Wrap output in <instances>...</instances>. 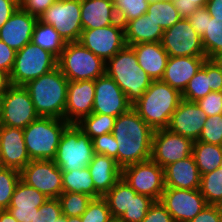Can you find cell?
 Returning <instances> with one entry per match:
<instances>
[{
  "instance_id": "obj_1",
  "label": "cell",
  "mask_w": 222,
  "mask_h": 222,
  "mask_svg": "<svg viewBox=\"0 0 222 222\" xmlns=\"http://www.w3.org/2000/svg\"><path fill=\"white\" fill-rule=\"evenodd\" d=\"M153 133L133 107L116 117L112 134L118 144L117 165L123 169L149 160Z\"/></svg>"
},
{
  "instance_id": "obj_2",
  "label": "cell",
  "mask_w": 222,
  "mask_h": 222,
  "mask_svg": "<svg viewBox=\"0 0 222 222\" xmlns=\"http://www.w3.org/2000/svg\"><path fill=\"white\" fill-rule=\"evenodd\" d=\"M68 82L69 80L56 67L24 86L39 116L65 120Z\"/></svg>"
},
{
  "instance_id": "obj_3",
  "label": "cell",
  "mask_w": 222,
  "mask_h": 222,
  "mask_svg": "<svg viewBox=\"0 0 222 222\" xmlns=\"http://www.w3.org/2000/svg\"><path fill=\"white\" fill-rule=\"evenodd\" d=\"M182 100V94L167 83L152 81L132 107L138 115L153 129L167 128L171 115Z\"/></svg>"
},
{
  "instance_id": "obj_4",
  "label": "cell",
  "mask_w": 222,
  "mask_h": 222,
  "mask_svg": "<svg viewBox=\"0 0 222 222\" xmlns=\"http://www.w3.org/2000/svg\"><path fill=\"white\" fill-rule=\"evenodd\" d=\"M105 73L132 104L142 97L153 81L139 66L134 49L127 45L106 62Z\"/></svg>"
},
{
  "instance_id": "obj_5",
  "label": "cell",
  "mask_w": 222,
  "mask_h": 222,
  "mask_svg": "<svg viewBox=\"0 0 222 222\" xmlns=\"http://www.w3.org/2000/svg\"><path fill=\"white\" fill-rule=\"evenodd\" d=\"M67 121L40 116L23 129L26 149L31 160H54Z\"/></svg>"
},
{
  "instance_id": "obj_6",
  "label": "cell",
  "mask_w": 222,
  "mask_h": 222,
  "mask_svg": "<svg viewBox=\"0 0 222 222\" xmlns=\"http://www.w3.org/2000/svg\"><path fill=\"white\" fill-rule=\"evenodd\" d=\"M94 154L92 139L77 124H69L61 136L54 162L62 172H71L88 167Z\"/></svg>"
},
{
  "instance_id": "obj_7",
  "label": "cell",
  "mask_w": 222,
  "mask_h": 222,
  "mask_svg": "<svg viewBox=\"0 0 222 222\" xmlns=\"http://www.w3.org/2000/svg\"><path fill=\"white\" fill-rule=\"evenodd\" d=\"M57 67L69 81H84L104 75L106 63L81 43L67 42Z\"/></svg>"
},
{
  "instance_id": "obj_8",
  "label": "cell",
  "mask_w": 222,
  "mask_h": 222,
  "mask_svg": "<svg viewBox=\"0 0 222 222\" xmlns=\"http://www.w3.org/2000/svg\"><path fill=\"white\" fill-rule=\"evenodd\" d=\"M58 58L51 52L29 42L17 51L10 72L11 84L25 86L29 81L52 71L57 67Z\"/></svg>"
},
{
  "instance_id": "obj_9",
  "label": "cell",
  "mask_w": 222,
  "mask_h": 222,
  "mask_svg": "<svg viewBox=\"0 0 222 222\" xmlns=\"http://www.w3.org/2000/svg\"><path fill=\"white\" fill-rule=\"evenodd\" d=\"M66 42H78L82 33L81 0H56L39 18Z\"/></svg>"
},
{
  "instance_id": "obj_10",
  "label": "cell",
  "mask_w": 222,
  "mask_h": 222,
  "mask_svg": "<svg viewBox=\"0 0 222 222\" xmlns=\"http://www.w3.org/2000/svg\"><path fill=\"white\" fill-rule=\"evenodd\" d=\"M122 178L137 194L160 201L165 189L164 169L151 159L124 167Z\"/></svg>"
},
{
  "instance_id": "obj_11",
  "label": "cell",
  "mask_w": 222,
  "mask_h": 222,
  "mask_svg": "<svg viewBox=\"0 0 222 222\" xmlns=\"http://www.w3.org/2000/svg\"><path fill=\"white\" fill-rule=\"evenodd\" d=\"M161 45L171 57H206L201 36L188 19L181 18L172 27L164 30Z\"/></svg>"
},
{
  "instance_id": "obj_12",
  "label": "cell",
  "mask_w": 222,
  "mask_h": 222,
  "mask_svg": "<svg viewBox=\"0 0 222 222\" xmlns=\"http://www.w3.org/2000/svg\"><path fill=\"white\" fill-rule=\"evenodd\" d=\"M78 42L106 63L126 46L124 25L117 21L105 27L82 30Z\"/></svg>"
},
{
  "instance_id": "obj_13",
  "label": "cell",
  "mask_w": 222,
  "mask_h": 222,
  "mask_svg": "<svg viewBox=\"0 0 222 222\" xmlns=\"http://www.w3.org/2000/svg\"><path fill=\"white\" fill-rule=\"evenodd\" d=\"M39 117L30 94L24 86L12 85L3 94L0 125L24 129Z\"/></svg>"
},
{
  "instance_id": "obj_14",
  "label": "cell",
  "mask_w": 222,
  "mask_h": 222,
  "mask_svg": "<svg viewBox=\"0 0 222 222\" xmlns=\"http://www.w3.org/2000/svg\"><path fill=\"white\" fill-rule=\"evenodd\" d=\"M21 180L48 198L63 192L62 171L54 160H31L21 171Z\"/></svg>"
},
{
  "instance_id": "obj_15",
  "label": "cell",
  "mask_w": 222,
  "mask_h": 222,
  "mask_svg": "<svg viewBox=\"0 0 222 222\" xmlns=\"http://www.w3.org/2000/svg\"><path fill=\"white\" fill-rule=\"evenodd\" d=\"M193 141L167 128L154 130L150 159L163 169L192 155Z\"/></svg>"
},
{
  "instance_id": "obj_16",
  "label": "cell",
  "mask_w": 222,
  "mask_h": 222,
  "mask_svg": "<svg viewBox=\"0 0 222 222\" xmlns=\"http://www.w3.org/2000/svg\"><path fill=\"white\" fill-rule=\"evenodd\" d=\"M160 202L175 222H190L207 205L199 189L165 187Z\"/></svg>"
},
{
  "instance_id": "obj_17",
  "label": "cell",
  "mask_w": 222,
  "mask_h": 222,
  "mask_svg": "<svg viewBox=\"0 0 222 222\" xmlns=\"http://www.w3.org/2000/svg\"><path fill=\"white\" fill-rule=\"evenodd\" d=\"M92 113L118 117L132 107L125 93L106 73L96 80Z\"/></svg>"
},
{
  "instance_id": "obj_18",
  "label": "cell",
  "mask_w": 222,
  "mask_h": 222,
  "mask_svg": "<svg viewBox=\"0 0 222 222\" xmlns=\"http://www.w3.org/2000/svg\"><path fill=\"white\" fill-rule=\"evenodd\" d=\"M207 115L196 102L182 99L171 115L167 129L192 140L199 139Z\"/></svg>"
},
{
  "instance_id": "obj_19",
  "label": "cell",
  "mask_w": 222,
  "mask_h": 222,
  "mask_svg": "<svg viewBox=\"0 0 222 222\" xmlns=\"http://www.w3.org/2000/svg\"><path fill=\"white\" fill-rule=\"evenodd\" d=\"M94 80L69 81L65 108V121L77 124L93 110Z\"/></svg>"
},
{
  "instance_id": "obj_20",
  "label": "cell",
  "mask_w": 222,
  "mask_h": 222,
  "mask_svg": "<svg viewBox=\"0 0 222 222\" xmlns=\"http://www.w3.org/2000/svg\"><path fill=\"white\" fill-rule=\"evenodd\" d=\"M0 161L2 167L18 171L31 161L26 149L23 129L0 125Z\"/></svg>"
},
{
  "instance_id": "obj_21",
  "label": "cell",
  "mask_w": 222,
  "mask_h": 222,
  "mask_svg": "<svg viewBox=\"0 0 222 222\" xmlns=\"http://www.w3.org/2000/svg\"><path fill=\"white\" fill-rule=\"evenodd\" d=\"M36 16L30 15L20 7L9 20L0 28V40L16 52L32 41Z\"/></svg>"
},
{
  "instance_id": "obj_22",
  "label": "cell",
  "mask_w": 222,
  "mask_h": 222,
  "mask_svg": "<svg viewBox=\"0 0 222 222\" xmlns=\"http://www.w3.org/2000/svg\"><path fill=\"white\" fill-rule=\"evenodd\" d=\"M48 199L34 187L28 186L21 179L17 183L8 211L18 222H34L39 207Z\"/></svg>"
},
{
  "instance_id": "obj_23",
  "label": "cell",
  "mask_w": 222,
  "mask_h": 222,
  "mask_svg": "<svg viewBox=\"0 0 222 222\" xmlns=\"http://www.w3.org/2000/svg\"><path fill=\"white\" fill-rule=\"evenodd\" d=\"M206 59V57L169 56L161 81L182 94L188 82L200 70Z\"/></svg>"
},
{
  "instance_id": "obj_24",
  "label": "cell",
  "mask_w": 222,
  "mask_h": 222,
  "mask_svg": "<svg viewBox=\"0 0 222 222\" xmlns=\"http://www.w3.org/2000/svg\"><path fill=\"white\" fill-rule=\"evenodd\" d=\"M165 187L199 189L201 175L193 155L178 160L164 168Z\"/></svg>"
},
{
  "instance_id": "obj_25",
  "label": "cell",
  "mask_w": 222,
  "mask_h": 222,
  "mask_svg": "<svg viewBox=\"0 0 222 222\" xmlns=\"http://www.w3.org/2000/svg\"><path fill=\"white\" fill-rule=\"evenodd\" d=\"M95 191L103 197L121 178L122 169L117 165L114 158L94 154L88 164Z\"/></svg>"
},
{
  "instance_id": "obj_26",
  "label": "cell",
  "mask_w": 222,
  "mask_h": 222,
  "mask_svg": "<svg viewBox=\"0 0 222 222\" xmlns=\"http://www.w3.org/2000/svg\"><path fill=\"white\" fill-rule=\"evenodd\" d=\"M136 54L139 66L153 80H161L169 59L161 42L139 43L131 46Z\"/></svg>"
},
{
  "instance_id": "obj_27",
  "label": "cell",
  "mask_w": 222,
  "mask_h": 222,
  "mask_svg": "<svg viewBox=\"0 0 222 222\" xmlns=\"http://www.w3.org/2000/svg\"><path fill=\"white\" fill-rule=\"evenodd\" d=\"M117 21L113 1L81 0V24L83 30L105 27Z\"/></svg>"
},
{
  "instance_id": "obj_28",
  "label": "cell",
  "mask_w": 222,
  "mask_h": 222,
  "mask_svg": "<svg viewBox=\"0 0 222 222\" xmlns=\"http://www.w3.org/2000/svg\"><path fill=\"white\" fill-rule=\"evenodd\" d=\"M163 29L145 13L124 25L127 46L161 42Z\"/></svg>"
},
{
  "instance_id": "obj_29",
  "label": "cell",
  "mask_w": 222,
  "mask_h": 222,
  "mask_svg": "<svg viewBox=\"0 0 222 222\" xmlns=\"http://www.w3.org/2000/svg\"><path fill=\"white\" fill-rule=\"evenodd\" d=\"M192 155L200 175L207 174L221 166L222 146L195 141Z\"/></svg>"
},
{
  "instance_id": "obj_30",
  "label": "cell",
  "mask_w": 222,
  "mask_h": 222,
  "mask_svg": "<svg viewBox=\"0 0 222 222\" xmlns=\"http://www.w3.org/2000/svg\"><path fill=\"white\" fill-rule=\"evenodd\" d=\"M31 42L38 45L40 48L51 52L57 58L67 44L58 31H56L51 25L44 24L39 20L35 25Z\"/></svg>"
},
{
  "instance_id": "obj_31",
  "label": "cell",
  "mask_w": 222,
  "mask_h": 222,
  "mask_svg": "<svg viewBox=\"0 0 222 222\" xmlns=\"http://www.w3.org/2000/svg\"><path fill=\"white\" fill-rule=\"evenodd\" d=\"M136 191L121 178L104 196L107 201L112 217L119 218L131 204V195Z\"/></svg>"
},
{
  "instance_id": "obj_32",
  "label": "cell",
  "mask_w": 222,
  "mask_h": 222,
  "mask_svg": "<svg viewBox=\"0 0 222 222\" xmlns=\"http://www.w3.org/2000/svg\"><path fill=\"white\" fill-rule=\"evenodd\" d=\"M63 192L88 194L93 198L101 196L95 191L94 183L88 167L84 169L62 172Z\"/></svg>"
},
{
  "instance_id": "obj_33",
  "label": "cell",
  "mask_w": 222,
  "mask_h": 222,
  "mask_svg": "<svg viewBox=\"0 0 222 222\" xmlns=\"http://www.w3.org/2000/svg\"><path fill=\"white\" fill-rule=\"evenodd\" d=\"M207 59H217L222 55V20L207 18L206 33L201 37Z\"/></svg>"
},
{
  "instance_id": "obj_34",
  "label": "cell",
  "mask_w": 222,
  "mask_h": 222,
  "mask_svg": "<svg viewBox=\"0 0 222 222\" xmlns=\"http://www.w3.org/2000/svg\"><path fill=\"white\" fill-rule=\"evenodd\" d=\"M116 117L107 114L91 113L77 125L91 138L113 132Z\"/></svg>"
},
{
  "instance_id": "obj_35",
  "label": "cell",
  "mask_w": 222,
  "mask_h": 222,
  "mask_svg": "<svg viewBox=\"0 0 222 222\" xmlns=\"http://www.w3.org/2000/svg\"><path fill=\"white\" fill-rule=\"evenodd\" d=\"M211 91L210 76H207V59L203 63L200 70L188 82L187 87L182 93V99L197 102L199 99L204 98Z\"/></svg>"
},
{
  "instance_id": "obj_36",
  "label": "cell",
  "mask_w": 222,
  "mask_h": 222,
  "mask_svg": "<svg viewBox=\"0 0 222 222\" xmlns=\"http://www.w3.org/2000/svg\"><path fill=\"white\" fill-rule=\"evenodd\" d=\"M146 14L149 18L153 19L163 31L172 27L181 19L172 2L156 1L155 3H150Z\"/></svg>"
},
{
  "instance_id": "obj_37",
  "label": "cell",
  "mask_w": 222,
  "mask_h": 222,
  "mask_svg": "<svg viewBox=\"0 0 222 222\" xmlns=\"http://www.w3.org/2000/svg\"><path fill=\"white\" fill-rule=\"evenodd\" d=\"M208 205H217L222 200V167L201 175L200 188Z\"/></svg>"
},
{
  "instance_id": "obj_38",
  "label": "cell",
  "mask_w": 222,
  "mask_h": 222,
  "mask_svg": "<svg viewBox=\"0 0 222 222\" xmlns=\"http://www.w3.org/2000/svg\"><path fill=\"white\" fill-rule=\"evenodd\" d=\"M58 199L64 216L80 217L86 211L93 197L83 193L62 192Z\"/></svg>"
},
{
  "instance_id": "obj_39",
  "label": "cell",
  "mask_w": 222,
  "mask_h": 222,
  "mask_svg": "<svg viewBox=\"0 0 222 222\" xmlns=\"http://www.w3.org/2000/svg\"><path fill=\"white\" fill-rule=\"evenodd\" d=\"M118 21L125 25L128 21L144 15L148 11L147 0H113Z\"/></svg>"
},
{
  "instance_id": "obj_40",
  "label": "cell",
  "mask_w": 222,
  "mask_h": 222,
  "mask_svg": "<svg viewBox=\"0 0 222 222\" xmlns=\"http://www.w3.org/2000/svg\"><path fill=\"white\" fill-rule=\"evenodd\" d=\"M21 179L20 171L1 167L0 168V209L7 210L17 183Z\"/></svg>"
},
{
  "instance_id": "obj_41",
  "label": "cell",
  "mask_w": 222,
  "mask_h": 222,
  "mask_svg": "<svg viewBox=\"0 0 222 222\" xmlns=\"http://www.w3.org/2000/svg\"><path fill=\"white\" fill-rule=\"evenodd\" d=\"M154 199L143 194L131 195V204L120 217L121 222H142Z\"/></svg>"
},
{
  "instance_id": "obj_42",
  "label": "cell",
  "mask_w": 222,
  "mask_h": 222,
  "mask_svg": "<svg viewBox=\"0 0 222 222\" xmlns=\"http://www.w3.org/2000/svg\"><path fill=\"white\" fill-rule=\"evenodd\" d=\"M80 218L81 222H108L112 215L107 201L100 197L91 200Z\"/></svg>"
},
{
  "instance_id": "obj_43",
  "label": "cell",
  "mask_w": 222,
  "mask_h": 222,
  "mask_svg": "<svg viewBox=\"0 0 222 222\" xmlns=\"http://www.w3.org/2000/svg\"><path fill=\"white\" fill-rule=\"evenodd\" d=\"M197 141L222 146V114L208 116Z\"/></svg>"
},
{
  "instance_id": "obj_44",
  "label": "cell",
  "mask_w": 222,
  "mask_h": 222,
  "mask_svg": "<svg viewBox=\"0 0 222 222\" xmlns=\"http://www.w3.org/2000/svg\"><path fill=\"white\" fill-rule=\"evenodd\" d=\"M63 216L61 204L58 198H48L46 202L39 207L34 222H56Z\"/></svg>"
},
{
  "instance_id": "obj_45",
  "label": "cell",
  "mask_w": 222,
  "mask_h": 222,
  "mask_svg": "<svg viewBox=\"0 0 222 222\" xmlns=\"http://www.w3.org/2000/svg\"><path fill=\"white\" fill-rule=\"evenodd\" d=\"M92 141L95 154L112 157L117 163L118 144L112 133L97 136Z\"/></svg>"
},
{
  "instance_id": "obj_46",
  "label": "cell",
  "mask_w": 222,
  "mask_h": 222,
  "mask_svg": "<svg viewBox=\"0 0 222 222\" xmlns=\"http://www.w3.org/2000/svg\"><path fill=\"white\" fill-rule=\"evenodd\" d=\"M208 116L222 114V92H210L196 102Z\"/></svg>"
},
{
  "instance_id": "obj_47",
  "label": "cell",
  "mask_w": 222,
  "mask_h": 222,
  "mask_svg": "<svg viewBox=\"0 0 222 222\" xmlns=\"http://www.w3.org/2000/svg\"><path fill=\"white\" fill-rule=\"evenodd\" d=\"M142 222H175L160 201H154Z\"/></svg>"
},
{
  "instance_id": "obj_48",
  "label": "cell",
  "mask_w": 222,
  "mask_h": 222,
  "mask_svg": "<svg viewBox=\"0 0 222 222\" xmlns=\"http://www.w3.org/2000/svg\"><path fill=\"white\" fill-rule=\"evenodd\" d=\"M56 0H19V7L39 18Z\"/></svg>"
},
{
  "instance_id": "obj_49",
  "label": "cell",
  "mask_w": 222,
  "mask_h": 222,
  "mask_svg": "<svg viewBox=\"0 0 222 222\" xmlns=\"http://www.w3.org/2000/svg\"><path fill=\"white\" fill-rule=\"evenodd\" d=\"M207 76H210L211 91L222 92V65L217 59H207Z\"/></svg>"
},
{
  "instance_id": "obj_50",
  "label": "cell",
  "mask_w": 222,
  "mask_h": 222,
  "mask_svg": "<svg viewBox=\"0 0 222 222\" xmlns=\"http://www.w3.org/2000/svg\"><path fill=\"white\" fill-rule=\"evenodd\" d=\"M207 18H211L206 6L199 7L187 19L199 36L206 33Z\"/></svg>"
},
{
  "instance_id": "obj_51",
  "label": "cell",
  "mask_w": 222,
  "mask_h": 222,
  "mask_svg": "<svg viewBox=\"0 0 222 222\" xmlns=\"http://www.w3.org/2000/svg\"><path fill=\"white\" fill-rule=\"evenodd\" d=\"M208 0H175L174 6L181 18L187 19L199 7L206 6Z\"/></svg>"
},
{
  "instance_id": "obj_52",
  "label": "cell",
  "mask_w": 222,
  "mask_h": 222,
  "mask_svg": "<svg viewBox=\"0 0 222 222\" xmlns=\"http://www.w3.org/2000/svg\"><path fill=\"white\" fill-rule=\"evenodd\" d=\"M16 51L11 49L6 43L0 40V69L9 73L11 72L15 57Z\"/></svg>"
},
{
  "instance_id": "obj_53",
  "label": "cell",
  "mask_w": 222,
  "mask_h": 222,
  "mask_svg": "<svg viewBox=\"0 0 222 222\" xmlns=\"http://www.w3.org/2000/svg\"><path fill=\"white\" fill-rule=\"evenodd\" d=\"M190 222H221V212L217 205H206Z\"/></svg>"
},
{
  "instance_id": "obj_54",
  "label": "cell",
  "mask_w": 222,
  "mask_h": 222,
  "mask_svg": "<svg viewBox=\"0 0 222 222\" xmlns=\"http://www.w3.org/2000/svg\"><path fill=\"white\" fill-rule=\"evenodd\" d=\"M19 8V0H0V28Z\"/></svg>"
},
{
  "instance_id": "obj_55",
  "label": "cell",
  "mask_w": 222,
  "mask_h": 222,
  "mask_svg": "<svg viewBox=\"0 0 222 222\" xmlns=\"http://www.w3.org/2000/svg\"><path fill=\"white\" fill-rule=\"evenodd\" d=\"M206 8L211 17L222 20V0H208Z\"/></svg>"
},
{
  "instance_id": "obj_56",
  "label": "cell",
  "mask_w": 222,
  "mask_h": 222,
  "mask_svg": "<svg viewBox=\"0 0 222 222\" xmlns=\"http://www.w3.org/2000/svg\"><path fill=\"white\" fill-rule=\"evenodd\" d=\"M12 86L10 74L0 69V94H4Z\"/></svg>"
},
{
  "instance_id": "obj_57",
  "label": "cell",
  "mask_w": 222,
  "mask_h": 222,
  "mask_svg": "<svg viewBox=\"0 0 222 222\" xmlns=\"http://www.w3.org/2000/svg\"><path fill=\"white\" fill-rule=\"evenodd\" d=\"M0 222H18L8 210L0 212Z\"/></svg>"
},
{
  "instance_id": "obj_58",
  "label": "cell",
  "mask_w": 222,
  "mask_h": 222,
  "mask_svg": "<svg viewBox=\"0 0 222 222\" xmlns=\"http://www.w3.org/2000/svg\"><path fill=\"white\" fill-rule=\"evenodd\" d=\"M67 222H81V218L78 217H67Z\"/></svg>"
},
{
  "instance_id": "obj_59",
  "label": "cell",
  "mask_w": 222,
  "mask_h": 222,
  "mask_svg": "<svg viewBox=\"0 0 222 222\" xmlns=\"http://www.w3.org/2000/svg\"><path fill=\"white\" fill-rule=\"evenodd\" d=\"M3 95L0 94V122L2 119Z\"/></svg>"
},
{
  "instance_id": "obj_60",
  "label": "cell",
  "mask_w": 222,
  "mask_h": 222,
  "mask_svg": "<svg viewBox=\"0 0 222 222\" xmlns=\"http://www.w3.org/2000/svg\"><path fill=\"white\" fill-rule=\"evenodd\" d=\"M150 3H155L156 1H164V2H174L175 0H147Z\"/></svg>"
},
{
  "instance_id": "obj_61",
  "label": "cell",
  "mask_w": 222,
  "mask_h": 222,
  "mask_svg": "<svg viewBox=\"0 0 222 222\" xmlns=\"http://www.w3.org/2000/svg\"><path fill=\"white\" fill-rule=\"evenodd\" d=\"M56 222H67V217L66 216H61L60 218H58L57 220H56Z\"/></svg>"
},
{
  "instance_id": "obj_62",
  "label": "cell",
  "mask_w": 222,
  "mask_h": 222,
  "mask_svg": "<svg viewBox=\"0 0 222 222\" xmlns=\"http://www.w3.org/2000/svg\"><path fill=\"white\" fill-rule=\"evenodd\" d=\"M108 222H121L119 218L112 217Z\"/></svg>"
},
{
  "instance_id": "obj_63",
  "label": "cell",
  "mask_w": 222,
  "mask_h": 222,
  "mask_svg": "<svg viewBox=\"0 0 222 222\" xmlns=\"http://www.w3.org/2000/svg\"><path fill=\"white\" fill-rule=\"evenodd\" d=\"M219 211L222 213V200L217 204Z\"/></svg>"
},
{
  "instance_id": "obj_64",
  "label": "cell",
  "mask_w": 222,
  "mask_h": 222,
  "mask_svg": "<svg viewBox=\"0 0 222 222\" xmlns=\"http://www.w3.org/2000/svg\"><path fill=\"white\" fill-rule=\"evenodd\" d=\"M217 61L222 65V55L217 58Z\"/></svg>"
}]
</instances>
